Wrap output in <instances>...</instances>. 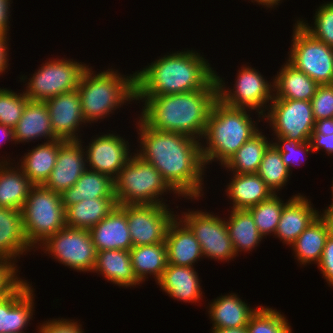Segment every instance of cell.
<instances>
[{
	"label": "cell",
	"instance_id": "obj_1",
	"mask_svg": "<svg viewBox=\"0 0 333 333\" xmlns=\"http://www.w3.org/2000/svg\"><path fill=\"white\" fill-rule=\"evenodd\" d=\"M138 120L140 149L136 154L151 163L179 196L199 200L204 193L202 182L207 168L202 143L184 134L154 130Z\"/></svg>",
	"mask_w": 333,
	"mask_h": 333
},
{
	"label": "cell",
	"instance_id": "obj_2",
	"mask_svg": "<svg viewBox=\"0 0 333 333\" xmlns=\"http://www.w3.org/2000/svg\"><path fill=\"white\" fill-rule=\"evenodd\" d=\"M167 54L135 72L136 97L217 88L216 70L196 50L185 49Z\"/></svg>",
	"mask_w": 333,
	"mask_h": 333
},
{
	"label": "cell",
	"instance_id": "obj_3",
	"mask_svg": "<svg viewBox=\"0 0 333 333\" xmlns=\"http://www.w3.org/2000/svg\"><path fill=\"white\" fill-rule=\"evenodd\" d=\"M217 100V88L155 97H136V101L144 102L138 118L148 127L157 131L184 134L201 142L208 116Z\"/></svg>",
	"mask_w": 333,
	"mask_h": 333
},
{
	"label": "cell",
	"instance_id": "obj_4",
	"mask_svg": "<svg viewBox=\"0 0 333 333\" xmlns=\"http://www.w3.org/2000/svg\"><path fill=\"white\" fill-rule=\"evenodd\" d=\"M250 113L246 109L228 107L219 100L213 104L202 139L203 142L206 140L201 144L205 166L219 161L222 167L259 131L257 121L251 118Z\"/></svg>",
	"mask_w": 333,
	"mask_h": 333
},
{
	"label": "cell",
	"instance_id": "obj_5",
	"mask_svg": "<svg viewBox=\"0 0 333 333\" xmlns=\"http://www.w3.org/2000/svg\"><path fill=\"white\" fill-rule=\"evenodd\" d=\"M118 71L111 68L96 74L88 67L84 72L77 91L86 123L105 119L117 108L136 100L135 72L127 76Z\"/></svg>",
	"mask_w": 333,
	"mask_h": 333
},
{
	"label": "cell",
	"instance_id": "obj_6",
	"mask_svg": "<svg viewBox=\"0 0 333 333\" xmlns=\"http://www.w3.org/2000/svg\"><path fill=\"white\" fill-rule=\"evenodd\" d=\"M168 191L180 197L163 179L161 173L135 152L114 179V193L118 205H168L164 202L167 200L161 198Z\"/></svg>",
	"mask_w": 333,
	"mask_h": 333
},
{
	"label": "cell",
	"instance_id": "obj_7",
	"mask_svg": "<svg viewBox=\"0 0 333 333\" xmlns=\"http://www.w3.org/2000/svg\"><path fill=\"white\" fill-rule=\"evenodd\" d=\"M21 211L26 239L33 248L66 226L61 194L43 185L31 187Z\"/></svg>",
	"mask_w": 333,
	"mask_h": 333
},
{
	"label": "cell",
	"instance_id": "obj_8",
	"mask_svg": "<svg viewBox=\"0 0 333 333\" xmlns=\"http://www.w3.org/2000/svg\"><path fill=\"white\" fill-rule=\"evenodd\" d=\"M236 76L231 89L227 88L224 78L215 72L218 100L228 107L246 109L248 112L256 110L258 118L262 119L274 97L273 82H269L261 72L250 66H243Z\"/></svg>",
	"mask_w": 333,
	"mask_h": 333
},
{
	"label": "cell",
	"instance_id": "obj_9",
	"mask_svg": "<svg viewBox=\"0 0 333 333\" xmlns=\"http://www.w3.org/2000/svg\"><path fill=\"white\" fill-rule=\"evenodd\" d=\"M89 65L73 59H49L32 74L25 84V96L32 101H45L51 97L76 90Z\"/></svg>",
	"mask_w": 333,
	"mask_h": 333
},
{
	"label": "cell",
	"instance_id": "obj_10",
	"mask_svg": "<svg viewBox=\"0 0 333 333\" xmlns=\"http://www.w3.org/2000/svg\"><path fill=\"white\" fill-rule=\"evenodd\" d=\"M287 61L319 85L333 84V48L314 38L296 21Z\"/></svg>",
	"mask_w": 333,
	"mask_h": 333
},
{
	"label": "cell",
	"instance_id": "obj_11",
	"mask_svg": "<svg viewBox=\"0 0 333 333\" xmlns=\"http://www.w3.org/2000/svg\"><path fill=\"white\" fill-rule=\"evenodd\" d=\"M39 246L44 253L71 269L79 272H92L94 269L97 250L89 230L65 226Z\"/></svg>",
	"mask_w": 333,
	"mask_h": 333
},
{
	"label": "cell",
	"instance_id": "obj_12",
	"mask_svg": "<svg viewBox=\"0 0 333 333\" xmlns=\"http://www.w3.org/2000/svg\"><path fill=\"white\" fill-rule=\"evenodd\" d=\"M270 109V110H269ZM269 123L275 136L307 142L315 128L311 101L273 97L263 120Z\"/></svg>",
	"mask_w": 333,
	"mask_h": 333
},
{
	"label": "cell",
	"instance_id": "obj_13",
	"mask_svg": "<svg viewBox=\"0 0 333 333\" xmlns=\"http://www.w3.org/2000/svg\"><path fill=\"white\" fill-rule=\"evenodd\" d=\"M177 217L192 231L204 258L229 261L236 257L224 219L202 210L183 212Z\"/></svg>",
	"mask_w": 333,
	"mask_h": 333
},
{
	"label": "cell",
	"instance_id": "obj_14",
	"mask_svg": "<svg viewBox=\"0 0 333 333\" xmlns=\"http://www.w3.org/2000/svg\"><path fill=\"white\" fill-rule=\"evenodd\" d=\"M169 205H127V224L132 245L142 246L165 241L169 224L177 216Z\"/></svg>",
	"mask_w": 333,
	"mask_h": 333
},
{
	"label": "cell",
	"instance_id": "obj_15",
	"mask_svg": "<svg viewBox=\"0 0 333 333\" xmlns=\"http://www.w3.org/2000/svg\"><path fill=\"white\" fill-rule=\"evenodd\" d=\"M96 136L88 146H83L86 150L87 168L114 180L134 153H130L128 141L118 134L103 133Z\"/></svg>",
	"mask_w": 333,
	"mask_h": 333
},
{
	"label": "cell",
	"instance_id": "obj_16",
	"mask_svg": "<svg viewBox=\"0 0 333 333\" xmlns=\"http://www.w3.org/2000/svg\"><path fill=\"white\" fill-rule=\"evenodd\" d=\"M80 140L60 139V148L53 170L43 184L53 192L62 194L72 187L81 175L88 169L86 152Z\"/></svg>",
	"mask_w": 333,
	"mask_h": 333
},
{
	"label": "cell",
	"instance_id": "obj_17",
	"mask_svg": "<svg viewBox=\"0 0 333 333\" xmlns=\"http://www.w3.org/2000/svg\"><path fill=\"white\" fill-rule=\"evenodd\" d=\"M49 110L53 133L58 139L80 140L79 128L87 124L81 106L79 93L73 90L68 93L45 100Z\"/></svg>",
	"mask_w": 333,
	"mask_h": 333
},
{
	"label": "cell",
	"instance_id": "obj_18",
	"mask_svg": "<svg viewBox=\"0 0 333 333\" xmlns=\"http://www.w3.org/2000/svg\"><path fill=\"white\" fill-rule=\"evenodd\" d=\"M31 285L23 279L0 299V333H25L23 330L29 325L35 311V289Z\"/></svg>",
	"mask_w": 333,
	"mask_h": 333
},
{
	"label": "cell",
	"instance_id": "obj_19",
	"mask_svg": "<svg viewBox=\"0 0 333 333\" xmlns=\"http://www.w3.org/2000/svg\"><path fill=\"white\" fill-rule=\"evenodd\" d=\"M89 232L97 252L104 250L129 251L133 245L127 224V205H117Z\"/></svg>",
	"mask_w": 333,
	"mask_h": 333
},
{
	"label": "cell",
	"instance_id": "obj_20",
	"mask_svg": "<svg viewBox=\"0 0 333 333\" xmlns=\"http://www.w3.org/2000/svg\"><path fill=\"white\" fill-rule=\"evenodd\" d=\"M165 243L167 264L194 267L195 262L203 258L198 240L177 216L168 226Z\"/></svg>",
	"mask_w": 333,
	"mask_h": 333
},
{
	"label": "cell",
	"instance_id": "obj_21",
	"mask_svg": "<svg viewBox=\"0 0 333 333\" xmlns=\"http://www.w3.org/2000/svg\"><path fill=\"white\" fill-rule=\"evenodd\" d=\"M312 206L306 196L302 194L294 196L283 207L275 237L290 246L321 213Z\"/></svg>",
	"mask_w": 333,
	"mask_h": 333
},
{
	"label": "cell",
	"instance_id": "obj_22",
	"mask_svg": "<svg viewBox=\"0 0 333 333\" xmlns=\"http://www.w3.org/2000/svg\"><path fill=\"white\" fill-rule=\"evenodd\" d=\"M31 249L34 248L26 239L22 211L0 207V258L16 264V259Z\"/></svg>",
	"mask_w": 333,
	"mask_h": 333
},
{
	"label": "cell",
	"instance_id": "obj_23",
	"mask_svg": "<svg viewBox=\"0 0 333 333\" xmlns=\"http://www.w3.org/2000/svg\"><path fill=\"white\" fill-rule=\"evenodd\" d=\"M197 274L194 267L167 264L156 284L173 299L192 304L203 299Z\"/></svg>",
	"mask_w": 333,
	"mask_h": 333
},
{
	"label": "cell",
	"instance_id": "obj_24",
	"mask_svg": "<svg viewBox=\"0 0 333 333\" xmlns=\"http://www.w3.org/2000/svg\"><path fill=\"white\" fill-rule=\"evenodd\" d=\"M45 138L46 142L58 139L51 126L50 115L45 101L26 103L22 117L14 128L15 144Z\"/></svg>",
	"mask_w": 333,
	"mask_h": 333
},
{
	"label": "cell",
	"instance_id": "obj_25",
	"mask_svg": "<svg viewBox=\"0 0 333 333\" xmlns=\"http://www.w3.org/2000/svg\"><path fill=\"white\" fill-rule=\"evenodd\" d=\"M232 175L225 190L233 204L231 209L248 210L274 194L257 173Z\"/></svg>",
	"mask_w": 333,
	"mask_h": 333
},
{
	"label": "cell",
	"instance_id": "obj_26",
	"mask_svg": "<svg viewBox=\"0 0 333 333\" xmlns=\"http://www.w3.org/2000/svg\"><path fill=\"white\" fill-rule=\"evenodd\" d=\"M214 300V301H213ZM208 303L212 328H240L247 326L259 307H250L237 294L220 295Z\"/></svg>",
	"mask_w": 333,
	"mask_h": 333
},
{
	"label": "cell",
	"instance_id": "obj_27",
	"mask_svg": "<svg viewBox=\"0 0 333 333\" xmlns=\"http://www.w3.org/2000/svg\"><path fill=\"white\" fill-rule=\"evenodd\" d=\"M285 63L272 80L274 97L311 101L320 85L304 72L297 70L288 61Z\"/></svg>",
	"mask_w": 333,
	"mask_h": 333
},
{
	"label": "cell",
	"instance_id": "obj_28",
	"mask_svg": "<svg viewBox=\"0 0 333 333\" xmlns=\"http://www.w3.org/2000/svg\"><path fill=\"white\" fill-rule=\"evenodd\" d=\"M92 272L102 275L105 280L119 287L140 286V282L134 275L130 253L127 250L98 251Z\"/></svg>",
	"mask_w": 333,
	"mask_h": 333
},
{
	"label": "cell",
	"instance_id": "obj_29",
	"mask_svg": "<svg viewBox=\"0 0 333 333\" xmlns=\"http://www.w3.org/2000/svg\"><path fill=\"white\" fill-rule=\"evenodd\" d=\"M115 197L114 180L100 172L87 169L76 183L61 194L65 210L85 199Z\"/></svg>",
	"mask_w": 333,
	"mask_h": 333
},
{
	"label": "cell",
	"instance_id": "obj_30",
	"mask_svg": "<svg viewBox=\"0 0 333 333\" xmlns=\"http://www.w3.org/2000/svg\"><path fill=\"white\" fill-rule=\"evenodd\" d=\"M10 161L0 160V207L21 210L33 184L21 168L13 167Z\"/></svg>",
	"mask_w": 333,
	"mask_h": 333
},
{
	"label": "cell",
	"instance_id": "obj_31",
	"mask_svg": "<svg viewBox=\"0 0 333 333\" xmlns=\"http://www.w3.org/2000/svg\"><path fill=\"white\" fill-rule=\"evenodd\" d=\"M329 235L326 220L318 215L290 245L294 251V257L300 265L305 266L311 262L315 264L320 262Z\"/></svg>",
	"mask_w": 333,
	"mask_h": 333
},
{
	"label": "cell",
	"instance_id": "obj_32",
	"mask_svg": "<svg viewBox=\"0 0 333 333\" xmlns=\"http://www.w3.org/2000/svg\"><path fill=\"white\" fill-rule=\"evenodd\" d=\"M33 148L29 150L30 152L25 153L22 159H19L21 163L18 162L17 165L33 185H43L56 163L60 139L42 142Z\"/></svg>",
	"mask_w": 333,
	"mask_h": 333
},
{
	"label": "cell",
	"instance_id": "obj_33",
	"mask_svg": "<svg viewBox=\"0 0 333 333\" xmlns=\"http://www.w3.org/2000/svg\"><path fill=\"white\" fill-rule=\"evenodd\" d=\"M132 269L137 280L142 284L149 274L157 282L167 266L166 243L134 246L129 250Z\"/></svg>",
	"mask_w": 333,
	"mask_h": 333
},
{
	"label": "cell",
	"instance_id": "obj_34",
	"mask_svg": "<svg viewBox=\"0 0 333 333\" xmlns=\"http://www.w3.org/2000/svg\"><path fill=\"white\" fill-rule=\"evenodd\" d=\"M117 205L115 197L82 200L65 210L66 226L90 230Z\"/></svg>",
	"mask_w": 333,
	"mask_h": 333
},
{
	"label": "cell",
	"instance_id": "obj_35",
	"mask_svg": "<svg viewBox=\"0 0 333 333\" xmlns=\"http://www.w3.org/2000/svg\"><path fill=\"white\" fill-rule=\"evenodd\" d=\"M230 213L229 218L224 219L236 256L242 251H253L263 236L256 227L251 213L248 210L238 209H232Z\"/></svg>",
	"mask_w": 333,
	"mask_h": 333
},
{
	"label": "cell",
	"instance_id": "obj_36",
	"mask_svg": "<svg viewBox=\"0 0 333 333\" xmlns=\"http://www.w3.org/2000/svg\"><path fill=\"white\" fill-rule=\"evenodd\" d=\"M270 144L271 142L267 139L266 135L259 130L222 167L236 174L257 173L264 152Z\"/></svg>",
	"mask_w": 333,
	"mask_h": 333
},
{
	"label": "cell",
	"instance_id": "obj_37",
	"mask_svg": "<svg viewBox=\"0 0 333 333\" xmlns=\"http://www.w3.org/2000/svg\"><path fill=\"white\" fill-rule=\"evenodd\" d=\"M257 174L264 180L274 194L287 185L290 179L288 167L284 164L280 152L271 143L263 155Z\"/></svg>",
	"mask_w": 333,
	"mask_h": 333
},
{
	"label": "cell",
	"instance_id": "obj_38",
	"mask_svg": "<svg viewBox=\"0 0 333 333\" xmlns=\"http://www.w3.org/2000/svg\"><path fill=\"white\" fill-rule=\"evenodd\" d=\"M297 195H300V193L293 195L284 203L280 196L273 194L269 199L248 209L254 218L256 227L263 237L271 235V233L275 236L283 207Z\"/></svg>",
	"mask_w": 333,
	"mask_h": 333
},
{
	"label": "cell",
	"instance_id": "obj_39",
	"mask_svg": "<svg viewBox=\"0 0 333 333\" xmlns=\"http://www.w3.org/2000/svg\"><path fill=\"white\" fill-rule=\"evenodd\" d=\"M284 314L269 306H260L250 317L248 333H292L291 326Z\"/></svg>",
	"mask_w": 333,
	"mask_h": 333
},
{
	"label": "cell",
	"instance_id": "obj_40",
	"mask_svg": "<svg viewBox=\"0 0 333 333\" xmlns=\"http://www.w3.org/2000/svg\"><path fill=\"white\" fill-rule=\"evenodd\" d=\"M313 18L314 27L300 18L297 21L314 38L333 48V0L321 4Z\"/></svg>",
	"mask_w": 333,
	"mask_h": 333
},
{
	"label": "cell",
	"instance_id": "obj_41",
	"mask_svg": "<svg viewBox=\"0 0 333 333\" xmlns=\"http://www.w3.org/2000/svg\"><path fill=\"white\" fill-rule=\"evenodd\" d=\"M29 99L25 93L0 88V124L15 128Z\"/></svg>",
	"mask_w": 333,
	"mask_h": 333
},
{
	"label": "cell",
	"instance_id": "obj_42",
	"mask_svg": "<svg viewBox=\"0 0 333 333\" xmlns=\"http://www.w3.org/2000/svg\"><path fill=\"white\" fill-rule=\"evenodd\" d=\"M275 137L273 138V140L276 139L275 142L271 141V143L280 152L282 161L288 167L289 172L292 165L296 166L298 164L297 166H299L300 162L302 163L301 160L305 158L304 155L307 156L308 153L313 152L310 141L301 143L300 141L287 140L280 136Z\"/></svg>",
	"mask_w": 333,
	"mask_h": 333
},
{
	"label": "cell",
	"instance_id": "obj_43",
	"mask_svg": "<svg viewBox=\"0 0 333 333\" xmlns=\"http://www.w3.org/2000/svg\"><path fill=\"white\" fill-rule=\"evenodd\" d=\"M315 121L333 118V84L320 85L311 99Z\"/></svg>",
	"mask_w": 333,
	"mask_h": 333
},
{
	"label": "cell",
	"instance_id": "obj_44",
	"mask_svg": "<svg viewBox=\"0 0 333 333\" xmlns=\"http://www.w3.org/2000/svg\"><path fill=\"white\" fill-rule=\"evenodd\" d=\"M18 267L0 258V299L9 294L23 279L18 277Z\"/></svg>",
	"mask_w": 333,
	"mask_h": 333
},
{
	"label": "cell",
	"instance_id": "obj_45",
	"mask_svg": "<svg viewBox=\"0 0 333 333\" xmlns=\"http://www.w3.org/2000/svg\"><path fill=\"white\" fill-rule=\"evenodd\" d=\"M38 329V333H84L78 321L65 318L45 321Z\"/></svg>",
	"mask_w": 333,
	"mask_h": 333
},
{
	"label": "cell",
	"instance_id": "obj_46",
	"mask_svg": "<svg viewBox=\"0 0 333 333\" xmlns=\"http://www.w3.org/2000/svg\"><path fill=\"white\" fill-rule=\"evenodd\" d=\"M326 282L333 286V236L329 235L323 249L320 262L317 264Z\"/></svg>",
	"mask_w": 333,
	"mask_h": 333
},
{
	"label": "cell",
	"instance_id": "obj_47",
	"mask_svg": "<svg viewBox=\"0 0 333 333\" xmlns=\"http://www.w3.org/2000/svg\"><path fill=\"white\" fill-rule=\"evenodd\" d=\"M310 144L313 150V153L318 152L319 150L323 149L325 150L329 156V154L332 156L333 154V134L330 135H324L322 133H319L315 128L311 134L310 137Z\"/></svg>",
	"mask_w": 333,
	"mask_h": 333
},
{
	"label": "cell",
	"instance_id": "obj_48",
	"mask_svg": "<svg viewBox=\"0 0 333 333\" xmlns=\"http://www.w3.org/2000/svg\"><path fill=\"white\" fill-rule=\"evenodd\" d=\"M10 4H12L11 0H0V33L8 35L10 29L9 17L11 16Z\"/></svg>",
	"mask_w": 333,
	"mask_h": 333
},
{
	"label": "cell",
	"instance_id": "obj_49",
	"mask_svg": "<svg viewBox=\"0 0 333 333\" xmlns=\"http://www.w3.org/2000/svg\"><path fill=\"white\" fill-rule=\"evenodd\" d=\"M9 37L7 34L0 33V75L5 73L6 69L9 66V57H8V40Z\"/></svg>",
	"mask_w": 333,
	"mask_h": 333
},
{
	"label": "cell",
	"instance_id": "obj_50",
	"mask_svg": "<svg viewBox=\"0 0 333 333\" xmlns=\"http://www.w3.org/2000/svg\"><path fill=\"white\" fill-rule=\"evenodd\" d=\"M315 129L324 135L333 134V118L317 120L315 122Z\"/></svg>",
	"mask_w": 333,
	"mask_h": 333
},
{
	"label": "cell",
	"instance_id": "obj_51",
	"mask_svg": "<svg viewBox=\"0 0 333 333\" xmlns=\"http://www.w3.org/2000/svg\"><path fill=\"white\" fill-rule=\"evenodd\" d=\"M14 141V129L9 127V126H5L4 124H0V144L2 146V142H6V141Z\"/></svg>",
	"mask_w": 333,
	"mask_h": 333
},
{
	"label": "cell",
	"instance_id": "obj_52",
	"mask_svg": "<svg viewBox=\"0 0 333 333\" xmlns=\"http://www.w3.org/2000/svg\"><path fill=\"white\" fill-rule=\"evenodd\" d=\"M210 333H248L247 326L240 328H211Z\"/></svg>",
	"mask_w": 333,
	"mask_h": 333
},
{
	"label": "cell",
	"instance_id": "obj_53",
	"mask_svg": "<svg viewBox=\"0 0 333 333\" xmlns=\"http://www.w3.org/2000/svg\"><path fill=\"white\" fill-rule=\"evenodd\" d=\"M282 0H251V2H257V4L259 5H263L265 6L267 9L268 8H273L274 9V6L277 7V5H279Z\"/></svg>",
	"mask_w": 333,
	"mask_h": 333
},
{
	"label": "cell",
	"instance_id": "obj_54",
	"mask_svg": "<svg viewBox=\"0 0 333 333\" xmlns=\"http://www.w3.org/2000/svg\"><path fill=\"white\" fill-rule=\"evenodd\" d=\"M319 215L326 220L329 227V233L333 236V212H323Z\"/></svg>",
	"mask_w": 333,
	"mask_h": 333
},
{
	"label": "cell",
	"instance_id": "obj_55",
	"mask_svg": "<svg viewBox=\"0 0 333 333\" xmlns=\"http://www.w3.org/2000/svg\"><path fill=\"white\" fill-rule=\"evenodd\" d=\"M333 181V180H332ZM333 183V182H332ZM332 200H333V184H332ZM324 212H333V201H332V203L328 206V207H326V209L325 210H323Z\"/></svg>",
	"mask_w": 333,
	"mask_h": 333
}]
</instances>
